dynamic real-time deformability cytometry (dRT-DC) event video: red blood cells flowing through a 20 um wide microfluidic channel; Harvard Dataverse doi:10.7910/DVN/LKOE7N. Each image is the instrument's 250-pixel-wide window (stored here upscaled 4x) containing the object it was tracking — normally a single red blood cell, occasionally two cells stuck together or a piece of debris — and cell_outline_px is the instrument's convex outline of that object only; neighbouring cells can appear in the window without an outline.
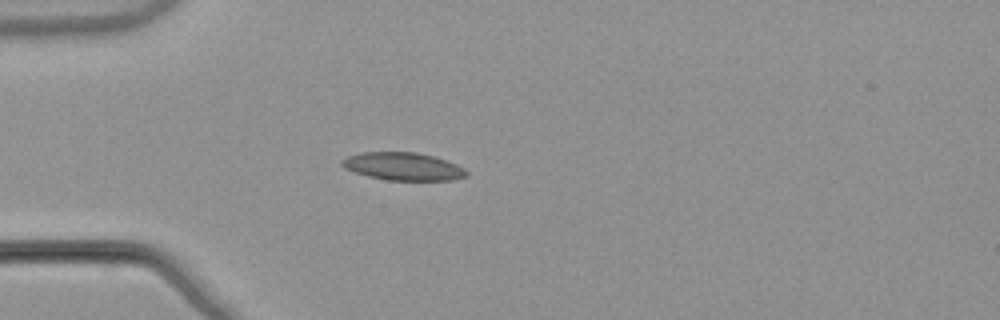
{"species": "common noctule bat (a hibernating species)", "species_latin": "Nyctalus noctula", "temperature_condition": "warm", "stored_images_in_passage": 33, "camera_frame_rate_fps": 3000, "um_per_image_px": 0.085, "animal": {"sex": "male", "body_mass_g": 21.5, "forearm_length_mm": 52.0}, "frame": {"image": 1, "passage_image": 1, "time_ms": 0.0, "image_size_px": [1000, 320], "cell_outline_px": [[468, 176], [452, 180], [388, 180], [368, 176], [344, 168], [340, 164], [340, 160], [348, 156], [364, 152], [416, 152], [432, 156], [456, 164], [464, 168], [468, 172]], "centroid_in_image_um": [34.26, 14.15], "position_along_channel_um": 50.7, "area_um2": 20.06}}
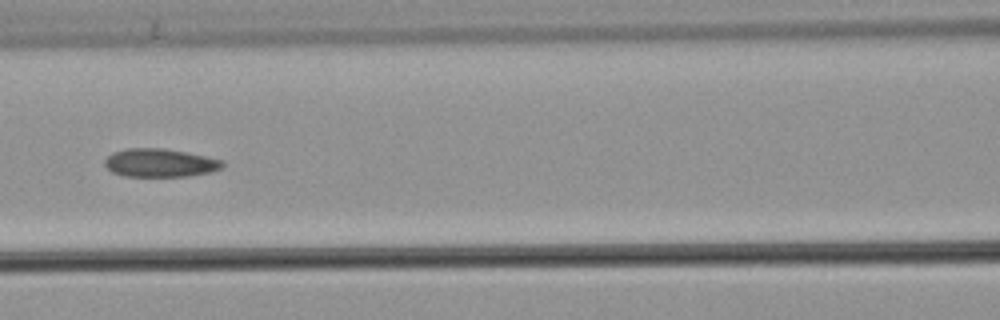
{"frame": {"image": 2, "passage_image": 10, "time_ms": 3.0, "image_size_px": [1000, 320], "cell_outline_px": [[224, 164], [220, 168], [212, 172], [188, 176], [124, 176], [112, 172], [104, 164], [104, 160], [112, 152], [124, 148], [164, 148], [188, 152], [224, 160]], "centroid_in_image_um": [13.6, 13.83], "position_along_channel_um": 153.0, "area_um2": 19.59}}
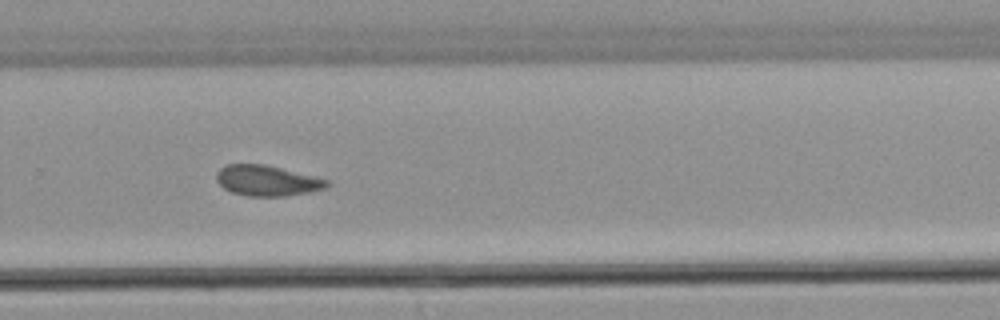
{"frame": {"image": 3, "passage_image": 22, "time_ms": 7.0, "image_size_px": [1000, 320], "cell_outline_px": [[332, 184], [324, 188], [308, 192], [284, 196], [248, 196], [232, 192], [224, 188], [216, 180], [216, 172], [220, 168], [228, 164], [264, 164], [328, 180]], "centroid_in_image_um": [22.67, 15.35], "position_along_channel_um": 307.1, "area_um2": 19.42}, "authors_computed_cell_mechanics": {"area_um2": 19.8832, "velocity_mm_per_s": 3.8635, "shape_relaxation_time_tau1_ms": 10.3466, "shape_relaxation_time_tau2_ms": 3.0281, "deformation_change_tau1": 0.1445, "deformation_change_tau2": 0.0944}}